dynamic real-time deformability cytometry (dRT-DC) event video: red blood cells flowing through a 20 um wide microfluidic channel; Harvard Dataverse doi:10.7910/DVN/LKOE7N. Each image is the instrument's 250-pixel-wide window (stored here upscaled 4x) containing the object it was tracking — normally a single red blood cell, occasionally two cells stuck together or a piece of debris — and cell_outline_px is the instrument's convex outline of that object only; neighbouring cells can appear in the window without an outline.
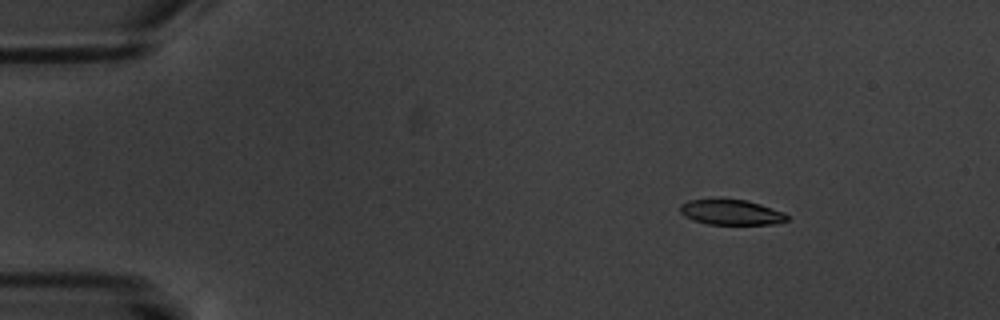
{"species": "common noctule bat (a hibernating species)", "species_latin": "Nyctalus noctula", "temperature_condition": "warm", "stored_images_in_passage": 12, "camera_frame_rate_fps": 3000, "um_per_image_px": 0.085, "animal": {"sex": "male", "body_mass_g": 20.1, "forearm_length_mm": 53.5}, "frame": {"image": 1, "passage_image": 3, "time_ms": 2.333, "image_size_px": [1000, 320], "cell_outline_px": [[788, 220], [776, 224], [708, 224], [692, 220], [684, 216], [680, 212], [680, 204], [688, 200], [720, 196], [748, 200], [784, 212], [788, 216]], "centroid_in_image_um": [62.1, 17.99], "position_along_channel_um": 22.9, "area_um2": 16.47}}
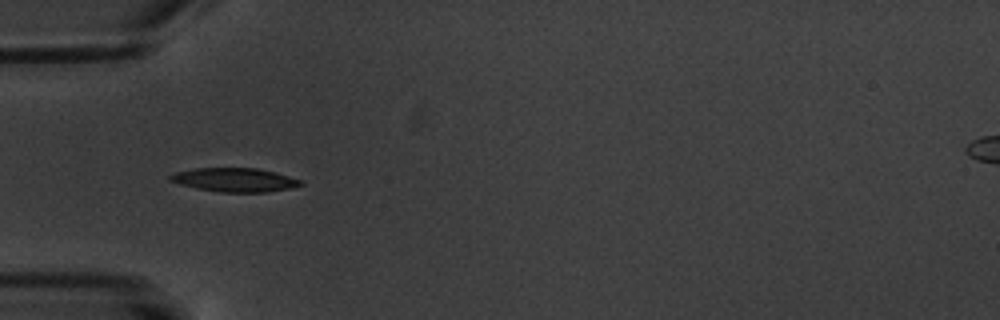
{"frame": {"image": 2, "passage_image": 6, "time_ms": 6.0, "image_size_px": [1000, 320], "cell_outline_px": [[304, 184], [292, 188], [268, 192], [220, 192], [196, 188], [180, 184], [168, 180], [168, 176], [176, 172], [196, 168], [256, 168], [288, 176], [300, 180]], "centroid_in_image_um": [19.93, 15.29], "position_along_channel_um": 65.1, "area_um2": 17.98}}
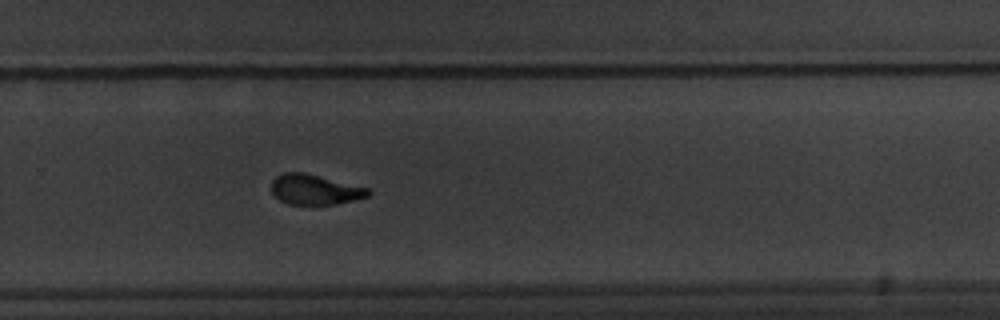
{"frame": {"image": 3, "passage_image": 12, "time_ms": 13.0, "image_size_px": [1000, 320], "cell_outline_px": [[372, 192], [368, 196], [356, 200], [336, 204], [288, 204], [280, 200], [272, 192], [272, 180], [276, 176], [284, 172], [304, 172], [368, 188]], "centroid_in_image_um": [26.77, 16.11], "position_along_channel_um": 303.0, "area_um2": 16.94}}